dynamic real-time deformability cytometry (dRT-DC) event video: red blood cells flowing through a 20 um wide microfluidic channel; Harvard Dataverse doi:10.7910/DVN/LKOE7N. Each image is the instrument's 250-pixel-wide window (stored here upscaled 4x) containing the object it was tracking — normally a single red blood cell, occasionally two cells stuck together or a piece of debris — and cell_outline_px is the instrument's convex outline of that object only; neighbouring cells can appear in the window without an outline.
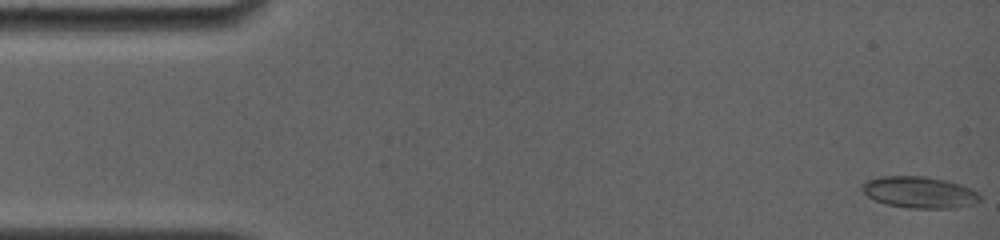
{"species": "common noctule bat (a hibernating species)", "species_latin": "Nyctalus noctula", "temperature_condition": "room temperature", "stored_images_in_passage": 9, "camera_frame_rate_fps": 4000, "um_per_image_px": 0.085, "animal": {"sex": "female", "body_mass_g": 19.0, "forearm_length_mm": 56.7}, "frame": {"image": 1, "passage_image": 1, "time_ms": 0.0, "image_size_px": [1000, 240], "cell_outline_px": [[980, 200], [976, 204], [952, 208], [908, 208], [888, 204], [876, 200], [868, 196], [860, 188], [860, 184], [864, 180], [880, 176], [924, 176], [948, 180], [960, 184], [976, 192], [980, 196]], "centroid_in_image_um": [78.12, 16.33], "position_along_channel_um": 6.9, "area_um2": 21.73}}